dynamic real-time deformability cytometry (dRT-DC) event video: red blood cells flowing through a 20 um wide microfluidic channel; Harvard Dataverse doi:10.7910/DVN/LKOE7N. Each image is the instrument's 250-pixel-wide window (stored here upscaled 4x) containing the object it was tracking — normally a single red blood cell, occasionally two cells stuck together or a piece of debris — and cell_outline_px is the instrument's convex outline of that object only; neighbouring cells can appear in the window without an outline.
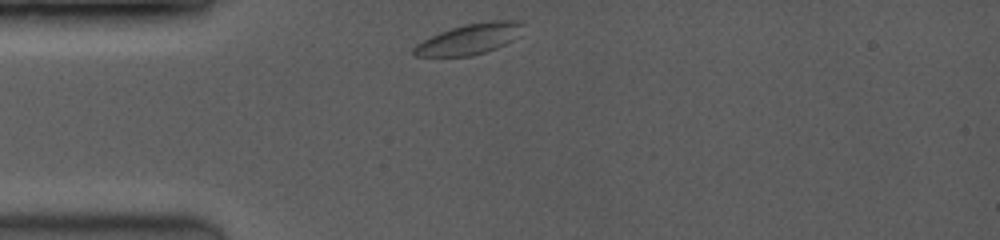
{"species": "common noctule bat (a hibernating species)", "species_latin": "Nyctalus noctula", "temperature_condition": "room temperature", "stored_images_in_passage": 37, "camera_frame_rate_fps": 3500, "um_per_image_px": 0.085, "animal": {"sex": "female", "body_mass_g": 19.0, "forearm_length_mm": 53.3}, "frame": {"image": 1, "passage_image": 1, "time_ms": 0.0, "image_size_px": [1000, 240], "cell_outline_px": [[524, 24], [512, 40], [496, 48], [472, 56], [412, 56], [412, 48], [416, 44], [440, 32], [464, 24], [492, 20], [524, 20]], "centroid_in_image_um": [39.88, 3.31], "position_along_channel_um": 45.1, "area_um2": 19.31}}
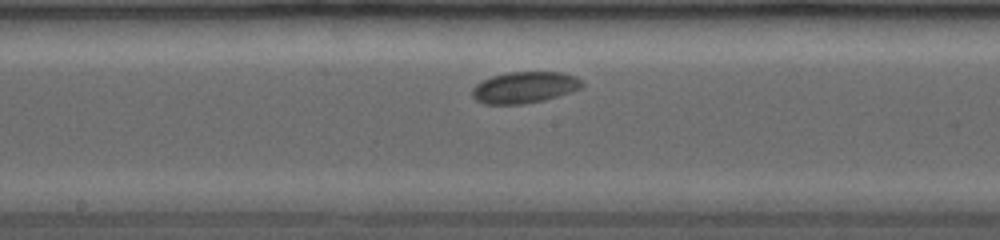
{"frame": {"image": 2, "passage_image": 17, "time_ms": 4.571, "image_size_px": [1000, 240], "cell_outline_px": [[584, 84], [580, 88], [572, 92], [544, 100], [520, 104], [484, 104], [476, 100], [472, 96], [472, 88], [476, 84], [492, 76], [508, 72], [564, 72], [576, 76]], "centroid_in_image_um": [44.59, 7.42], "position_along_channel_um": 203.6, "area_um2": 20.11}}
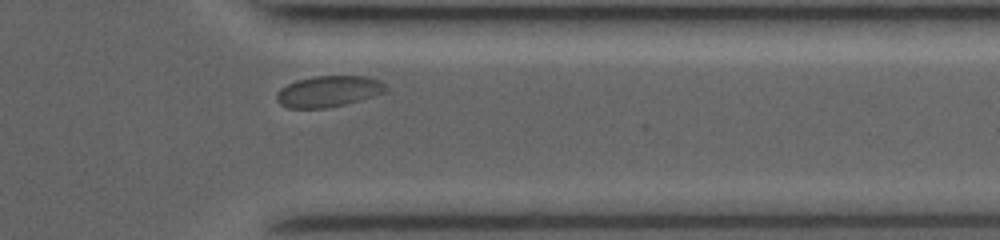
{"frame": {"image": 3, "passage_image": 33, "time_ms": 9.143, "image_size_px": [1000, 240], "cell_outline_px": [[388, 88], [384, 92], [360, 100], [328, 108], [288, 108], [280, 104], [276, 100], [276, 92], [280, 88], [296, 80], [312, 76], [368, 76], [380, 80]], "centroid_in_image_um": [27.89, 7.76], "position_along_channel_um": 383.5, "area_um2": 19.88}, "authors_computed_cell_mechanics": {"area_um2": 19.7098, "velocity_mm_per_s": 3.8762, "shape_relaxation_time_tau1_ms": 5.7418, "shape_relaxation_time_tau2_ms": null, "deformation_change_tau1": 0.1034, "deformation_change_tau2": null}}